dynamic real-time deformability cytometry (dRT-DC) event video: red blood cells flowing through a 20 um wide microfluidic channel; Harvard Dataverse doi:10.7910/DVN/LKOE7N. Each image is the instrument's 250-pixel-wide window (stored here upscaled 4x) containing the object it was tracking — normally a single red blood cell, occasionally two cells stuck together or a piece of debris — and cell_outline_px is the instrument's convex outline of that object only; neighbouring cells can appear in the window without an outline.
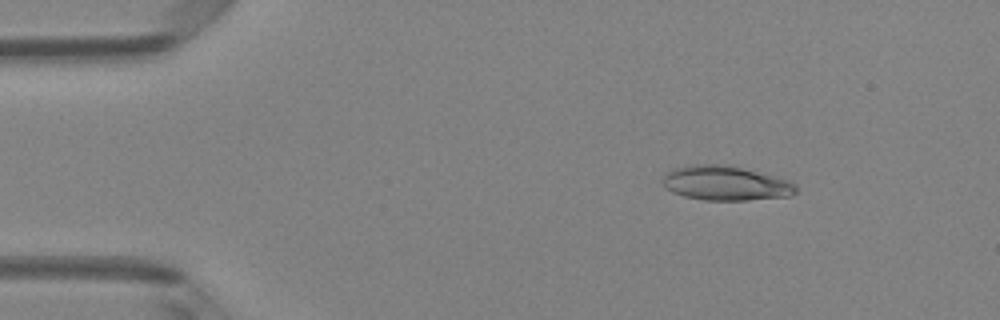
{"species": "Egyptian fruit bat (a non-hibernating species)", "species_latin": "Rousettus aegyptiacus", "temperature_condition": "room temperature", "stored_images_in_passage": 4, "camera_frame_rate_fps": 3000, "um_per_image_px": 0.085, "animal": {"sex": "female"}, "frame": {"image": 1, "passage_image": 2, "time_ms": 0.333, "image_size_px": [1000, 320], "cell_outline_px": [[796, 192], [792, 196], [748, 200], [704, 200], [684, 196], [672, 192], [664, 188], [664, 176], [672, 168], [692, 164], [728, 164], [788, 180], [796, 184]], "centroid_in_image_um": [61.67, 15.57], "position_along_channel_um": 23.3, "area_um2": 26.88}}